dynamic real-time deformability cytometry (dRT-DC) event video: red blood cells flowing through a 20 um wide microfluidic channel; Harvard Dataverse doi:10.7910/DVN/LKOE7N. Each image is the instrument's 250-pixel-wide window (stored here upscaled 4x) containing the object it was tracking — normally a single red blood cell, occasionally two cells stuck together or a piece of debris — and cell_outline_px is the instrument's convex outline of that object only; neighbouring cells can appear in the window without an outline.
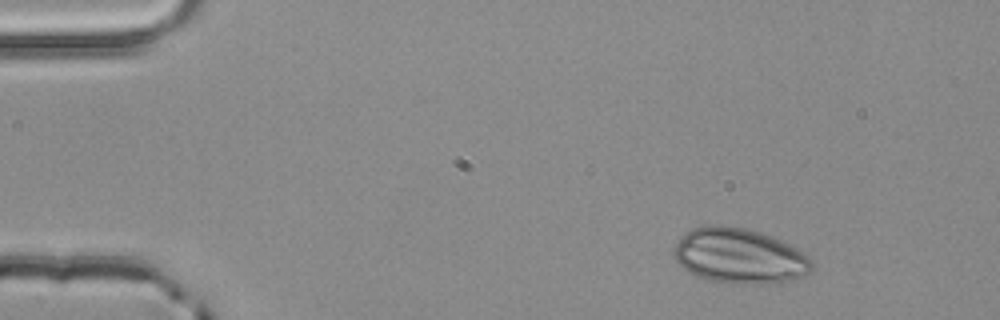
{"species": "common noctule bat (a hibernating species)", "species_latin": "Nyctalus noctula", "temperature_condition": "room temperature", "stored_images_in_passage": 3, "camera_frame_rate_fps": 3000, "um_per_image_px": 0.085, "animal": {"sex": "male", "body_mass_g": 20.4}, "frame": {"image": 1, "passage_image": 1, "time_ms": 0.0, "image_size_px": [1000, 320], "cell_outline_px": [[812, 272], [800, 276], [784, 280], [764, 284], [732, 284], [704, 280], [688, 272], [676, 260], [672, 252], [676, 244], [684, 232], [692, 228], [708, 224], [720, 224], [748, 228], [772, 236], [796, 248], [808, 256], [812, 260]], "centroid_in_image_um": [62.8, 21.74], "position_along_channel_um": 22.2, "area_um2": 44.74}}